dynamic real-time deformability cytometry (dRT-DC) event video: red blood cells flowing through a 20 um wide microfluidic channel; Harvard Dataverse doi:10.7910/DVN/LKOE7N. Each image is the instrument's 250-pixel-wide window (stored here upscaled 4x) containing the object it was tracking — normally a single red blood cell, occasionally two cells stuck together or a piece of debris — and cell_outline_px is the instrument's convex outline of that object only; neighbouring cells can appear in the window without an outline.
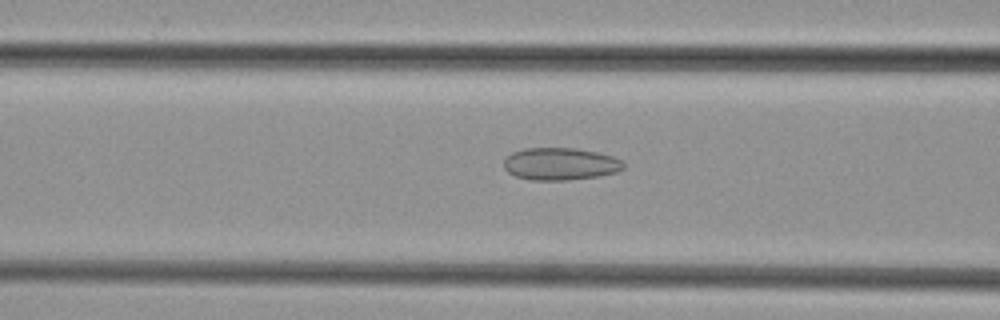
{"species": "common noctule bat (a hibernating species)", "species_latin": "Nyctalus noctula", "temperature_condition": "cold", "stored_images_in_passage": 38, "camera_frame_rate_fps": 3000, "um_per_image_px": 0.085, "animal": {"sex": "female", "body_mass_g": 29.2, "forearm_length_mm": 56.3}, "frame": {"image": 1, "passage_image": 19, "time_ms": 6.0, "image_size_px": [1000, 320], "cell_outline_px": [[624, 168], [616, 172], [600, 176], [568, 180], [532, 180], [516, 176], [508, 172], [504, 168], [504, 160], [512, 152], [524, 148], [576, 148], [596, 152], [612, 156], [620, 160], [624, 164]], "centroid_in_image_um": [47.62, 13.93], "position_along_channel_um": 119.0, "area_um2": 22.54}}
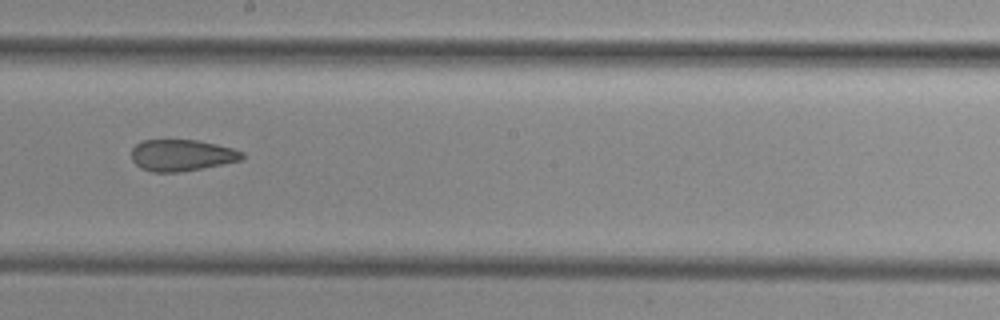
{"frame": {"image": 2, "passage_image": 27, "time_ms": 8.667, "image_size_px": [1000, 320], "cell_outline_px": [[244, 156], [240, 160], [200, 168], [176, 172], [152, 172], [140, 168], [132, 160], [132, 148], [136, 144], [144, 140], [196, 140], [216, 144], [232, 148], [244, 152]], "centroid_in_image_um": [15.41, 13.19], "position_along_channel_um": 232.8, "area_um2": 20.06}}
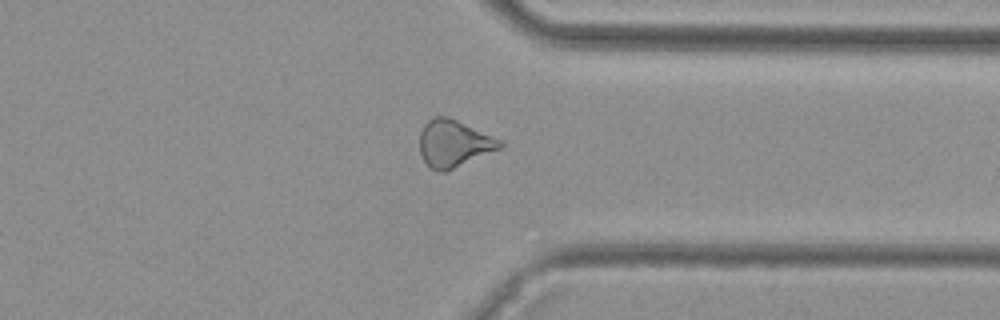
{"frame": {"image": 3, "passage_image": 37, "time_ms": 12.0, "image_size_px": [1000, 320], "cell_outline_px": [[504, 148], [444, 172], [436, 172], [424, 160], [420, 152], [420, 132], [424, 124], [428, 120], [436, 116], [448, 116], [492, 136], [500, 140], [504, 144]], "centroid_in_image_um": [38.59, 12.2], "position_along_channel_um": 372.8, "area_um2": 21.96}}